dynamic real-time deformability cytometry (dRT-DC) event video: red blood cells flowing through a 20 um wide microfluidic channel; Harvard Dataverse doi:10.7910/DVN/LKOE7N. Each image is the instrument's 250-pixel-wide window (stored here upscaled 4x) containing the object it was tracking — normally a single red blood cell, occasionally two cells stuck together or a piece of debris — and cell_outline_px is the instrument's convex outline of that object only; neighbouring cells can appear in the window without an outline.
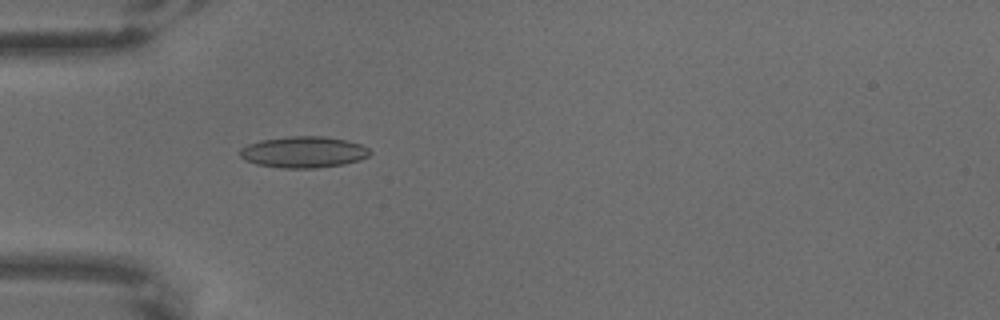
{"species": "common noctule bat (a hibernating species)", "species_latin": "Nyctalus noctula", "temperature_condition": "warm", "stored_images_in_passage": 5, "camera_frame_rate_fps": 3000, "um_per_image_px": 0.085, "animal": {"sex": "male", "body_mass_g": 18.8}, "frame": {"image": 1, "passage_image": 5, "time_ms": 1.333, "image_size_px": [1000, 320], "cell_outline_px": [[372, 152], [368, 156], [360, 160], [344, 164], [316, 168], [284, 168], [256, 164], [244, 160], [240, 156], [240, 148], [248, 144], [260, 140], [288, 136], [324, 136], [344, 140], [360, 144], [368, 148]], "centroid_in_image_um": [25.79, 12.93], "position_along_channel_um": 59.2, "area_um2": 23.76}}